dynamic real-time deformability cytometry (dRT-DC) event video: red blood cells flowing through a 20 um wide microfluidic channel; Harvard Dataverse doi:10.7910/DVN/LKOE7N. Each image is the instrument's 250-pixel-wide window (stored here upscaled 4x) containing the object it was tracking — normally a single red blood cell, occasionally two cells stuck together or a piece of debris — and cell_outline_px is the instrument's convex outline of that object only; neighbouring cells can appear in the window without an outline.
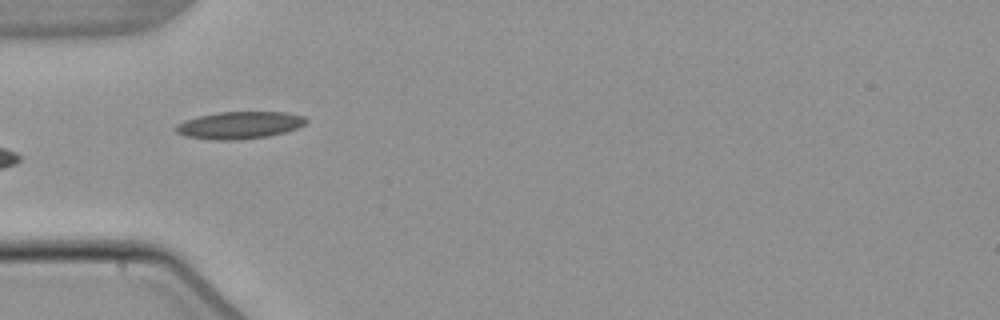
{"species": "common noctule bat (a hibernating species)", "species_latin": "Nyctalus noctula", "temperature_condition": "warm", "stored_images_in_passage": 5, "camera_frame_rate_fps": 3000, "um_per_image_px": 0.085, "animal": {"sex": "male", "body_mass_g": 21.5, "forearm_length_mm": 52.0}, "frame": {"image": 1, "passage_image": 3, "time_ms": 3.333, "image_size_px": [1000, 320], "cell_outline_px": [[308, 120], [304, 124], [296, 128], [284, 132], [268, 136], [236, 140], [216, 140], [184, 136], [176, 132], [172, 128], [176, 124], [184, 120], [200, 116], [220, 112], [284, 112], [304, 116]], "centroid_in_image_um": [20.31, 10.64], "position_along_channel_um": 64.7, "area_um2": 20.63}}